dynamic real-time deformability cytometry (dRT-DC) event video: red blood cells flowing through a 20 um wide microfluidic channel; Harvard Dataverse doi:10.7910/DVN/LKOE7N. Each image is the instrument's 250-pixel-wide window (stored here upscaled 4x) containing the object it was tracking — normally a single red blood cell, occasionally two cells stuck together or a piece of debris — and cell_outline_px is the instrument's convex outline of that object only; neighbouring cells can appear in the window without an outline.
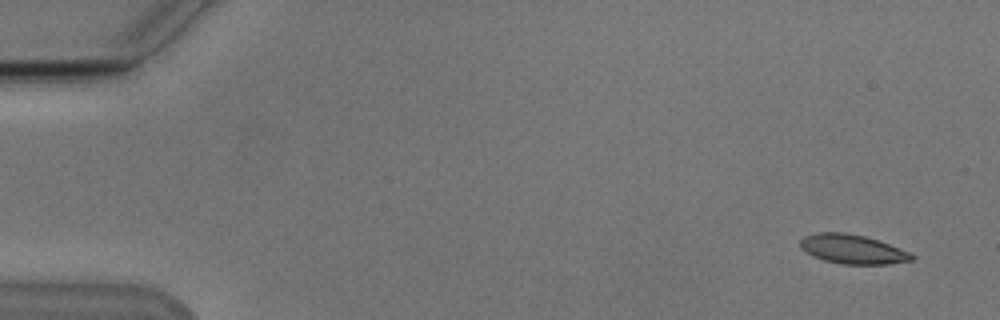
{"species": "Egyptian fruit bat (a non-hibernating species)", "species_latin": "Rousettus aegyptiacus", "temperature_condition": "cold", "stored_images_in_passage": 4, "camera_frame_rate_fps": 3000, "um_per_image_px": 0.085, "animal": {"sex": "male"}, "frame": {"image": 1, "passage_image": 1, "time_ms": 0.0, "image_size_px": [1000, 320], "cell_outline_px": [[916, 256], [912, 260], [888, 264], [840, 264], [824, 260], [812, 256], [800, 248], [800, 240], [804, 236], [816, 232], [844, 232], [864, 236], [888, 244], [908, 252]], "centroid_in_image_um": [72.41, 21.18], "position_along_channel_um": 12.6, "area_um2": 18.9}}
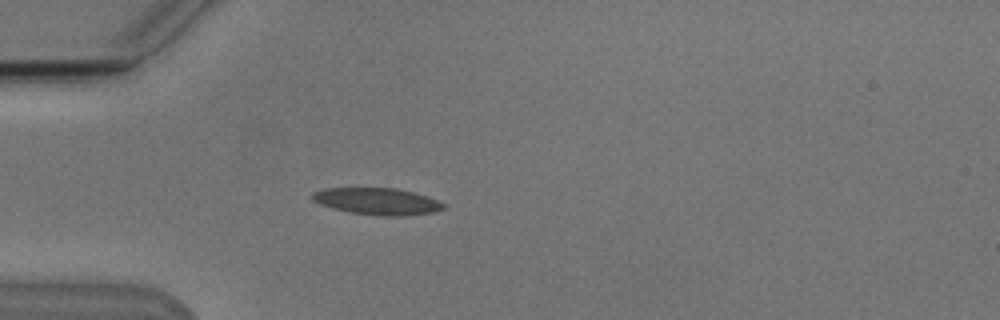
{"frame": {"image": 2, "passage_image": 4, "time_ms": 4.333, "image_size_px": [1000, 320], "cell_outline_px": [[444, 208], [432, 212], [404, 216], [380, 216], [348, 212], [332, 208], [320, 204], [312, 200], [312, 192], [324, 188], [396, 188], [428, 196], [444, 204]], "centroid_in_image_um": [32.02, 17.11], "position_along_channel_um": 53.0, "area_um2": 20.46}}